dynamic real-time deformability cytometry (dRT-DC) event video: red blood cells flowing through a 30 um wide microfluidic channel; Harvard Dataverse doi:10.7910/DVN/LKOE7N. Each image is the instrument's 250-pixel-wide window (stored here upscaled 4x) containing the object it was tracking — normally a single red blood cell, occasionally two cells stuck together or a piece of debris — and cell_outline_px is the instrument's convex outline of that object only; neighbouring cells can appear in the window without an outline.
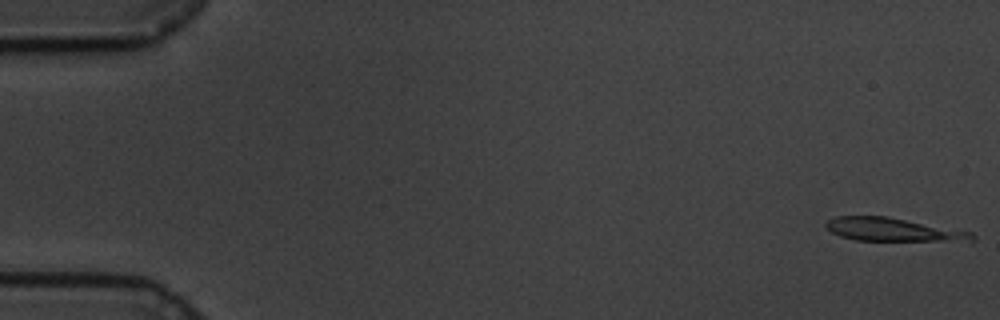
{"species": "common noctule bat (a hibernating species)", "species_latin": "Nyctalus noctula", "temperature_condition": "cold", "stored_images_in_passage": 5, "camera_frame_rate_fps": 3000, "um_per_image_px": 0.085, "animal": {"sex": "male", "body_mass_g": 19.5, "forearm_length_mm": 54.6}, "frame": {"image": 1, "passage_image": 1, "time_ms": 0.0, "image_size_px": [1000, 320], "cell_outline_px": [[976, 240], [972, 244], [856, 240], [840, 236], [824, 228], [824, 224], [828, 220], [836, 216], [888, 216], [972, 232], [976, 236]], "centroid_in_image_um": [76.12, 19.58], "position_along_channel_um": 8.9, "area_um2": 21.27}}